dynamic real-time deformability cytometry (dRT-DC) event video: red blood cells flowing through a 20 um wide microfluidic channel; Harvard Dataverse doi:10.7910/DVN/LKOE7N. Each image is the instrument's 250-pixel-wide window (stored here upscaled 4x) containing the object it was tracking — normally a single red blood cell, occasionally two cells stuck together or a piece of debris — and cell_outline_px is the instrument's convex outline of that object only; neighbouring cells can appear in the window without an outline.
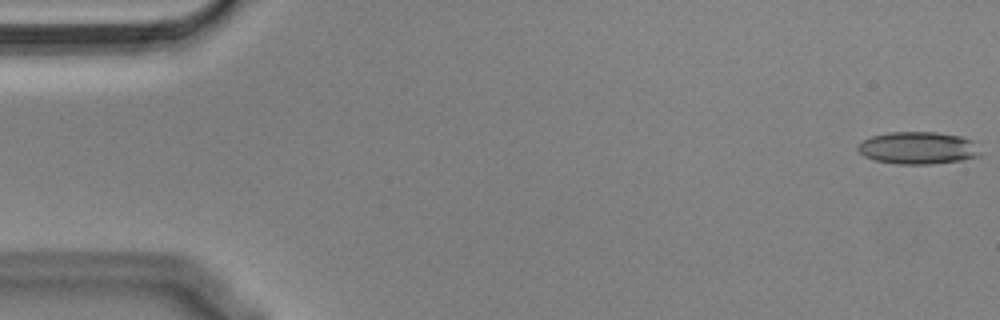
{"species": "Egyptian fruit bat (a non-hibernating species)", "species_latin": "Rousettus aegyptiacus", "temperature_condition": "cold", "stored_images_in_passage": 55, "camera_frame_rate_fps": 3000, "um_per_image_px": 0.085, "animal": {"sex": "male"}, "frame": {"image": 1, "passage_image": 1, "time_ms": 0.0, "image_size_px": [1000, 320], "cell_outline_px": [[984, 152], [980, 156], [960, 160], [928, 164], [900, 164], [876, 160], [864, 156], [856, 148], [856, 144], [872, 136], [888, 132], [936, 132], [960, 136], [972, 140]], "centroid_in_image_um": [78.06, 12.57], "position_along_channel_um": 6.9, "area_um2": 23.18}}
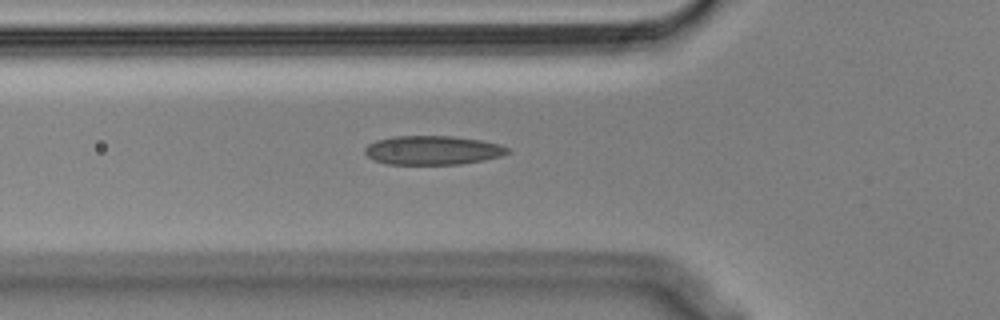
{"frame": {"image": 2, "passage_image": 19, "time_ms": 6.0, "image_size_px": [1000, 320], "cell_outline_px": [[508, 152], [500, 156], [484, 160], [460, 164], [388, 164], [372, 160], [364, 152], [364, 148], [368, 144], [376, 140], [396, 136], [452, 136], [480, 140], [500, 144], [508, 148]], "centroid_in_image_um": [36.74, 12.77], "position_along_channel_um": 89.1, "area_um2": 24.04}}
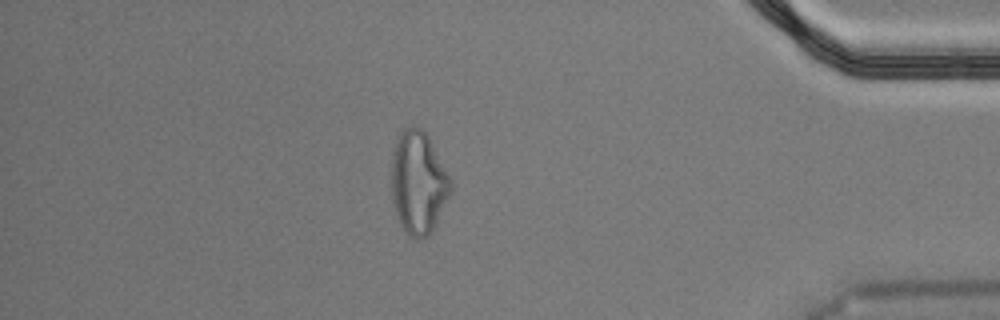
{"frame": {"image": 3, "passage_image": 48, "time_ms": 15.667, "image_size_px": [1000, 320], "cell_outline_px": [[452, 188], [432, 232], [428, 236], [420, 240], [416, 240], [408, 236], [400, 224], [396, 212], [392, 196], [392, 148], [400, 132], [404, 128], [412, 124], [424, 128], [452, 180]], "centroid_in_image_um": [35.55, 15.5], "position_along_channel_um": 399.6, "area_um2": 35.84}, "authors_computed_cell_mechanics": {"area_um2": 24.3916, "velocity_mm_per_s": 3.6084, "shape_relaxation_time_tau1_ms": null, "shape_relaxation_time_tau2_ms": 2.5023, "deformation_change_tau1": null, "deformation_change_tau2": 0.1175}}